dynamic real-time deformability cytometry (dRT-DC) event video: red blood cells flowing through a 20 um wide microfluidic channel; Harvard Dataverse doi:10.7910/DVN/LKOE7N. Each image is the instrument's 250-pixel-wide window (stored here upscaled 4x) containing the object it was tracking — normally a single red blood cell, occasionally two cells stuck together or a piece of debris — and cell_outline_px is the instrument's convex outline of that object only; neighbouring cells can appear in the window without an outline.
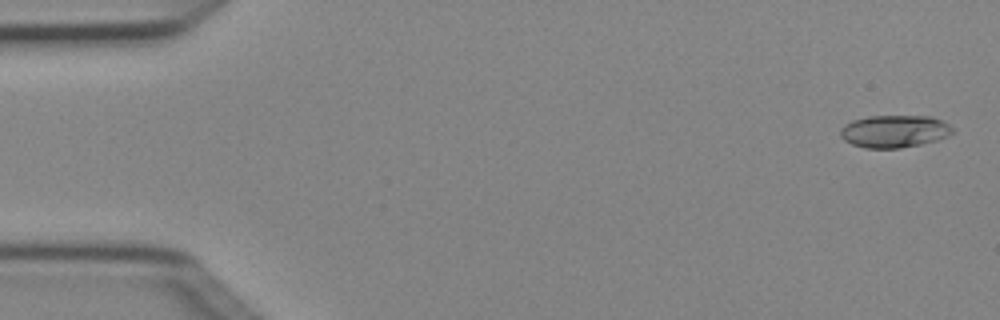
{"species": "Egyptian fruit bat (a non-hibernating species)", "species_latin": "Rousettus aegyptiacus", "temperature_condition": "cold", "stored_images_in_passage": 4, "camera_frame_rate_fps": 3000, "um_per_image_px": 0.085, "animal": {"sex": "female"}, "frame": {"image": 1, "passage_image": 1, "time_ms": 0.0, "image_size_px": [1000, 320], "cell_outline_px": [[952, 132], [948, 136], [936, 140], [920, 144], [900, 148], [864, 148], [852, 144], [844, 140], [840, 136], [840, 128], [844, 124], [852, 120], [868, 116], [932, 116], [948, 124], [952, 128]], "centroid_in_image_um": [75.97, 11.16], "position_along_channel_um": 9.0, "area_um2": 21.21}}
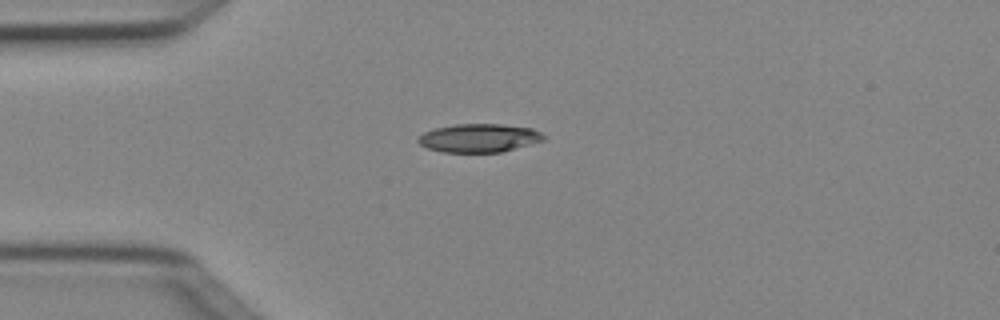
{"frame": {"image": 2, "passage_image": 4, "time_ms": 1.0, "image_size_px": [1000, 320], "cell_outline_px": [[544, 140], [500, 152], [440, 152], [428, 148], [420, 144], [416, 140], [416, 136], [424, 132], [436, 128], [456, 124], [500, 124], [532, 128], [540, 132], [544, 136]], "centroid_in_image_um": [40.66, 11.73], "position_along_channel_um": 44.3, "area_um2": 20.69}}